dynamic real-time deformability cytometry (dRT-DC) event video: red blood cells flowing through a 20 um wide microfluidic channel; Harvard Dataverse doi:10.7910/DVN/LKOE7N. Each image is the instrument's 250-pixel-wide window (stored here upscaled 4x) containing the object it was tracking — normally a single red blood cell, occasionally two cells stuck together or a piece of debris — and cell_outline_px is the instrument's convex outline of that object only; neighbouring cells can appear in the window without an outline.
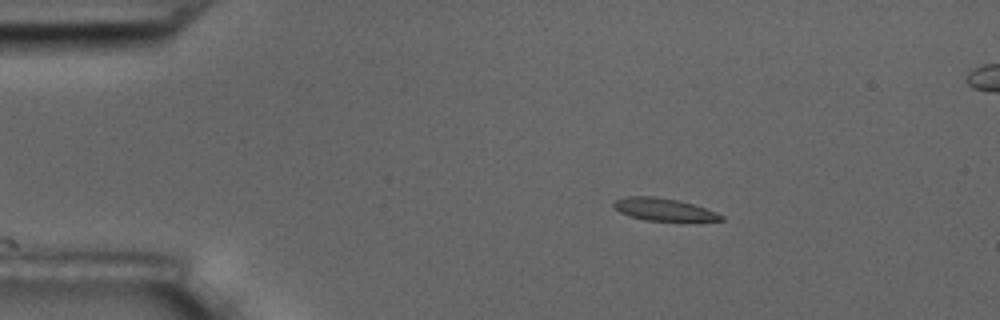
{"species": "common noctule bat (a hibernating species)", "species_latin": "Nyctalus noctula", "temperature_condition": "room temperature", "stored_images_in_passage": 24, "camera_frame_rate_fps": 3000, "um_per_image_px": 0.085, "animal": {"sex": "male", "body_mass_g": 17.5, "forearm_length_mm": 52.3}, "frame": {"image": 1, "passage_image": 1, "time_ms": 0.0, "image_size_px": [1000, 320], "cell_outline_px": [[724, 220], [644, 220], [620, 212], [612, 204], [616, 200], [628, 196], [656, 196], [676, 200], [692, 204], [716, 212], [724, 216]], "centroid_in_image_um": [56.39, 17.79], "position_along_channel_um": 28.6, "area_um2": 13.58}}